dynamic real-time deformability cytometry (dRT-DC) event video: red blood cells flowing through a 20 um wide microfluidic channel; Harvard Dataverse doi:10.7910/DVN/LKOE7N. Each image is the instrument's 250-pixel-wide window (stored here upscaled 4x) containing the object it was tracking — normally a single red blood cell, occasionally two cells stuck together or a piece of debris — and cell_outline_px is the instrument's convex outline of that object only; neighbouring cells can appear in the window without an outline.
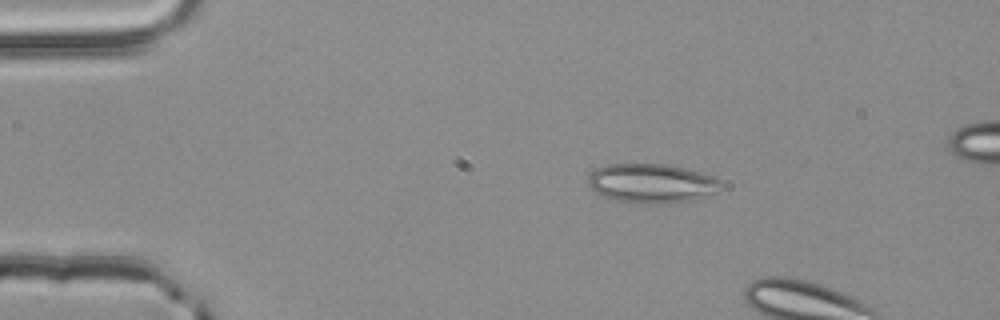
{"species": "common noctule bat (a hibernating species)", "species_latin": "Nyctalus noctula", "temperature_condition": "room temperature", "stored_images_in_passage": 3, "camera_frame_rate_fps": 3000, "um_per_image_px": 0.085, "animal": {"sex": "male", "body_mass_g": 20.4}, "frame": {"image": 1, "passage_image": 2, "time_ms": 0.333, "image_size_px": [1000, 320], "cell_outline_px": [[720, 184], [712, 192], [692, 200], [668, 204], [648, 204], [616, 200], [600, 196], [588, 184], [588, 176], [596, 168], [608, 164], [668, 164], [688, 168], [712, 176], [720, 180]], "centroid_in_image_um": [55.33, 15.58], "position_along_channel_um": 29.7, "area_um2": 30.23}}